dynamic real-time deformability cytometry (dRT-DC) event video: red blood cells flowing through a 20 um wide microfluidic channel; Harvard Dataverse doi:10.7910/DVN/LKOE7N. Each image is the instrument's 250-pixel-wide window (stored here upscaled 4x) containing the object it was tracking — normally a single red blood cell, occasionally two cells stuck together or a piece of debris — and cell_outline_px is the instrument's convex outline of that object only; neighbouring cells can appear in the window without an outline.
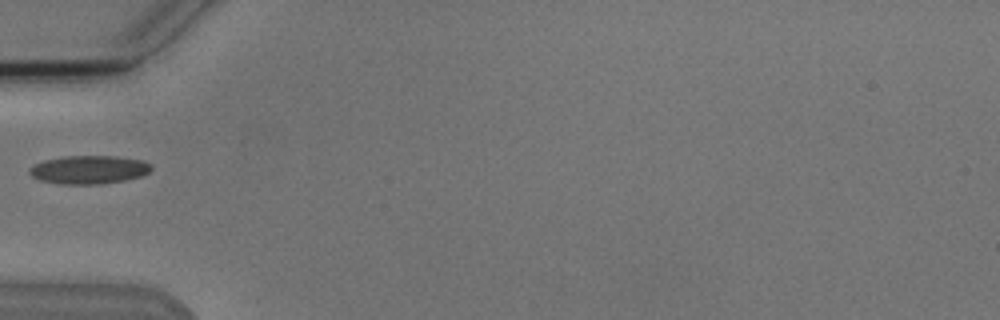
{"species": "Egyptian fruit bat (a non-hibernating species)", "species_latin": "Rousettus aegyptiacus", "temperature_condition": "cold", "stored_images_in_passage": 1, "camera_frame_rate_fps": 3000, "um_per_image_px": 0.085, "animal": {"sex": "male"}, "frame": {"image": 1, "passage_image": 1, "time_ms": 0.0, "image_size_px": [1000, 320], "cell_outline_px": [[152, 168], [148, 172], [140, 176], [124, 180], [100, 184], [60, 184], [40, 180], [32, 176], [28, 172], [28, 168], [44, 160], [64, 156], [116, 156], [144, 160], [152, 164]], "centroid_in_image_um": [7.56, 14.41], "position_along_channel_um": 77.4, "area_um2": 20.17}}